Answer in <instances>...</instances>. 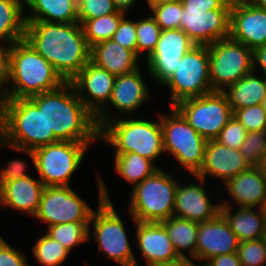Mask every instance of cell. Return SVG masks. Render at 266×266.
I'll list each match as a JSON object with an SVG mask.
<instances>
[{"label": "cell", "mask_w": 266, "mask_h": 266, "mask_svg": "<svg viewBox=\"0 0 266 266\" xmlns=\"http://www.w3.org/2000/svg\"><path fill=\"white\" fill-rule=\"evenodd\" d=\"M22 2L24 0H0V43L10 46L24 39L26 22Z\"/></svg>", "instance_id": "30"}, {"label": "cell", "mask_w": 266, "mask_h": 266, "mask_svg": "<svg viewBox=\"0 0 266 266\" xmlns=\"http://www.w3.org/2000/svg\"><path fill=\"white\" fill-rule=\"evenodd\" d=\"M258 67H261L266 79V43L253 50V71L257 72Z\"/></svg>", "instance_id": "48"}, {"label": "cell", "mask_w": 266, "mask_h": 266, "mask_svg": "<svg viewBox=\"0 0 266 266\" xmlns=\"http://www.w3.org/2000/svg\"><path fill=\"white\" fill-rule=\"evenodd\" d=\"M261 209H262L263 214L266 217V197H265V200H264V203H263V206L261 207Z\"/></svg>", "instance_id": "55"}, {"label": "cell", "mask_w": 266, "mask_h": 266, "mask_svg": "<svg viewBox=\"0 0 266 266\" xmlns=\"http://www.w3.org/2000/svg\"><path fill=\"white\" fill-rule=\"evenodd\" d=\"M237 254L242 266H266V243L261 239L241 241Z\"/></svg>", "instance_id": "38"}, {"label": "cell", "mask_w": 266, "mask_h": 266, "mask_svg": "<svg viewBox=\"0 0 266 266\" xmlns=\"http://www.w3.org/2000/svg\"><path fill=\"white\" fill-rule=\"evenodd\" d=\"M261 240L266 243V220L262 231Z\"/></svg>", "instance_id": "54"}, {"label": "cell", "mask_w": 266, "mask_h": 266, "mask_svg": "<svg viewBox=\"0 0 266 266\" xmlns=\"http://www.w3.org/2000/svg\"><path fill=\"white\" fill-rule=\"evenodd\" d=\"M133 222L137 227L138 248L146 261V266L170 262L180 258L175 252L167 231L161 222H138L134 219Z\"/></svg>", "instance_id": "21"}, {"label": "cell", "mask_w": 266, "mask_h": 266, "mask_svg": "<svg viewBox=\"0 0 266 266\" xmlns=\"http://www.w3.org/2000/svg\"><path fill=\"white\" fill-rule=\"evenodd\" d=\"M158 121L113 119L99 130V140L112 145L115 154L134 152L153 162L164 152L160 119Z\"/></svg>", "instance_id": "5"}, {"label": "cell", "mask_w": 266, "mask_h": 266, "mask_svg": "<svg viewBox=\"0 0 266 266\" xmlns=\"http://www.w3.org/2000/svg\"><path fill=\"white\" fill-rule=\"evenodd\" d=\"M89 146L80 142L58 141L33 151L10 147L28 154L46 187L70 186V178L80 167Z\"/></svg>", "instance_id": "8"}, {"label": "cell", "mask_w": 266, "mask_h": 266, "mask_svg": "<svg viewBox=\"0 0 266 266\" xmlns=\"http://www.w3.org/2000/svg\"><path fill=\"white\" fill-rule=\"evenodd\" d=\"M205 140H215L232 118L226 95L220 91L187 98L174 106Z\"/></svg>", "instance_id": "12"}, {"label": "cell", "mask_w": 266, "mask_h": 266, "mask_svg": "<svg viewBox=\"0 0 266 266\" xmlns=\"http://www.w3.org/2000/svg\"><path fill=\"white\" fill-rule=\"evenodd\" d=\"M27 164L23 160H11L7 167L0 170V185L4 182L17 180L29 176L26 174Z\"/></svg>", "instance_id": "44"}, {"label": "cell", "mask_w": 266, "mask_h": 266, "mask_svg": "<svg viewBox=\"0 0 266 266\" xmlns=\"http://www.w3.org/2000/svg\"><path fill=\"white\" fill-rule=\"evenodd\" d=\"M247 132L245 127L232 116L215 140L226 147L240 149L246 139Z\"/></svg>", "instance_id": "41"}, {"label": "cell", "mask_w": 266, "mask_h": 266, "mask_svg": "<svg viewBox=\"0 0 266 266\" xmlns=\"http://www.w3.org/2000/svg\"><path fill=\"white\" fill-rule=\"evenodd\" d=\"M262 106L266 109V95L264 96V99L262 101Z\"/></svg>", "instance_id": "57"}, {"label": "cell", "mask_w": 266, "mask_h": 266, "mask_svg": "<svg viewBox=\"0 0 266 266\" xmlns=\"http://www.w3.org/2000/svg\"><path fill=\"white\" fill-rule=\"evenodd\" d=\"M6 243V241L0 236V248Z\"/></svg>", "instance_id": "56"}, {"label": "cell", "mask_w": 266, "mask_h": 266, "mask_svg": "<svg viewBox=\"0 0 266 266\" xmlns=\"http://www.w3.org/2000/svg\"><path fill=\"white\" fill-rule=\"evenodd\" d=\"M32 250L36 261L43 266H58L70 253L62 244L47 234L37 240Z\"/></svg>", "instance_id": "34"}, {"label": "cell", "mask_w": 266, "mask_h": 266, "mask_svg": "<svg viewBox=\"0 0 266 266\" xmlns=\"http://www.w3.org/2000/svg\"><path fill=\"white\" fill-rule=\"evenodd\" d=\"M24 3L31 10L24 16L25 22H78L77 0H24Z\"/></svg>", "instance_id": "27"}, {"label": "cell", "mask_w": 266, "mask_h": 266, "mask_svg": "<svg viewBox=\"0 0 266 266\" xmlns=\"http://www.w3.org/2000/svg\"><path fill=\"white\" fill-rule=\"evenodd\" d=\"M163 86L170 88L171 107L184 99L211 93L208 47H192L178 61L176 71Z\"/></svg>", "instance_id": "11"}, {"label": "cell", "mask_w": 266, "mask_h": 266, "mask_svg": "<svg viewBox=\"0 0 266 266\" xmlns=\"http://www.w3.org/2000/svg\"><path fill=\"white\" fill-rule=\"evenodd\" d=\"M151 266H198L189 257L179 258L170 262L157 263Z\"/></svg>", "instance_id": "49"}, {"label": "cell", "mask_w": 266, "mask_h": 266, "mask_svg": "<svg viewBox=\"0 0 266 266\" xmlns=\"http://www.w3.org/2000/svg\"><path fill=\"white\" fill-rule=\"evenodd\" d=\"M139 57L113 39L104 40L91 47L90 61L114 76H121L138 69Z\"/></svg>", "instance_id": "24"}, {"label": "cell", "mask_w": 266, "mask_h": 266, "mask_svg": "<svg viewBox=\"0 0 266 266\" xmlns=\"http://www.w3.org/2000/svg\"><path fill=\"white\" fill-rule=\"evenodd\" d=\"M178 182L157 169L143 182L132 187L129 212L138 222H161L173 216Z\"/></svg>", "instance_id": "7"}, {"label": "cell", "mask_w": 266, "mask_h": 266, "mask_svg": "<svg viewBox=\"0 0 266 266\" xmlns=\"http://www.w3.org/2000/svg\"><path fill=\"white\" fill-rule=\"evenodd\" d=\"M55 142L43 111L29 98L0 99V145L33 151Z\"/></svg>", "instance_id": "4"}, {"label": "cell", "mask_w": 266, "mask_h": 266, "mask_svg": "<svg viewBox=\"0 0 266 266\" xmlns=\"http://www.w3.org/2000/svg\"><path fill=\"white\" fill-rule=\"evenodd\" d=\"M171 114H160L164 152H169L189 172L195 175L203 163L205 140L174 107ZM170 116V117H169Z\"/></svg>", "instance_id": "9"}, {"label": "cell", "mask_w": 266, "mask_h": 266, "mask_svg": "<svg viewBox=\"0 0 266 266\" xmlns=\"http://www.w3.org/2000/svg\"><path fill=\"white\" fill-rule=\"evenodd\" d=\"M114 162V170L117 174L132 184L133 187L159 169L151 160L134 152L115 154Z\"/></svg>", "instance_id": "31"}, {"label": "cell", "mask_w": 266, "mask_h": 266, "mask_svg": "<svg viewBox=\"0 0 266 266\" xmlns=\"http://www.w3.org/2000/svg\"><path fill=\"white\" fill-rule=\"evenodd\" d=\"M205 191L201 184H178L173 216L196 222L214 219L220 213V202L213 204Z\"/></svg>", "instance_id": "20"}, {"label": "cell", "mask_w": 266, "mask_h": 266, "mask_svg": "<svg viewBox=\"0 0 266 266\" xmlns=\"http://www.w3.org/2000/svg\"><path fill=\"white\" fill-rule=\"evenodd\" d=\"M223 93L228 99L232 112L239 108L262 104L266 95V79L255 76V71H252L228 86Z\"/></svg>", "instance_id": "28"}, {"label": "cell", "mask_w": 266, "mask_h": 266, "mask_svg": "<svg viewBox=\"0 0 266 266\" xmlns=\"http://www.w3.org/2000/svg\"><path fill=\"white\" fill-rule=\"evenodd\" d=\"M24 39L66 82H70L90 61L91 47L78 22H26Z\"/></svg>", "instance_id": "1"}, {"label": "cell", "mask_w": 266, "mask_h": 266, "mask_svg": "<svg viewBox=\"0 0 266 266\" xmlns=\"http://www.w3.org/2000/svg\"><path fill=\"white\" fill-rule=\"evenodd\" d=\"M258 168L260 169L264 179L266 180V152H265Z\"/></svg>", "instance_id": "53"}, {"label": "cell", "mask_w": 266, "mask_h": 266, "mask_svg": "<svg viewBox=\"0 0 266 266\" xmlns=\"http://www.w3.org/2000/svg\"><path fill=\"white\" fill-rule=\"evenodd\" d=\"M240 151L250 167H258L266 152V130L247 132Z\"/></svg>", "instance_id": "36"}, {"label": "cell", "mask_w": 266, "mask_h": 266, "mask_svg": "<svg viewBox=\"0 0 266 266\" xmlns=\"http://www.w3.org/2000/svg\"><path fill=\"white\" fill-rule=\"evenodd\" d=\"M165 227L169 240L180 258H186L183 251L190 254V258L196 259L197 234L199 222L171 216L161 221Z\"/></svg>", "instance_id": "29"}, {"label": "cell", "mask_w": 266, "mask_h": 266, "mask_svg": "<svg viewBox=\"0 0 266 266\" xmlns=\"http://www.w3.org/2000/svg\"><path fill=\"white\" fill-rule=\"evenodd\" d=\"M207 47L212 92H223L253 71V50L241 42L228 37Z\"/></svg>", "instance_id": "10"}, {"label": "cell", "mask_w": 266, "mask_h": 266, "mask_svg": "<svg viewBox=\"0 0 266 266\" xmlns=\"http://www.w3.org/2000/svg\"><path fill=\"white\" fill-rule=\"evenodd\" d=\"M64 83L53 65L25 39L10 45L8 85L0 99L29 98L56 90Z\"/></svg>", "instance_id": "3"}, {"label": "cell", "mask_w": 266, "mask_h": 266, "mask_svg": "<svg viewBox=\"0 0 266 266\" xmlns=\"http://www.w3.org/2000/svg\"><path fill=\"white\" fill-rule=\"evenodd\" d=\"M29 99L43 111L48 134L58 141L91 144L99 140L95 115L84 105L70 82Z\"/></svg>", "instance_id": "2"}, {"label": "cell", "mask_w": 266, "mask_h": 266, "mask_svg": "<svg viewBox=\"0 0 266 266\" xmlns=\"http://www.w3.org/2000/svg\"><path fill=\"white\" fill-rule=\"evenodd\" d=\"M0 43V97L5 93L9 78V45ZM7 46V47H6Z\"/></svg>", "instance_id": "46"}, {"label": "cell", "mask_w": 266, "mask_h": 266, "mask_svg": "<svg viewBox=\"0 0 266 266\" xmlns=\"http://www.w3.org/2000/svg\"><path fill=\"white\" fill-rule=\"evenodd\" d=\"M22 252L7 242L0 248V266H29Z\"/></svg>", "instance_id": "45"}, {"label": "cell", "mask_w": 266, "mask_h": 266, "mask_svg": "<svg viewBox=\"0 0 266 266\" xmlns=\"http://www.w3.org/2000/svg\"><path fill=\"white\" fill-rule=\"evenodd\" d=\"M225 188L238 207L261 208L266 197V180L258 167H250L227 180Z\"/></svg>", "instance_id": "23"}, {"label": "cell", "mask_w": 266, "mask_h": 266, "mask_svg": "<svg viewBox=\"0 0 266 266\" xmlns=\"http://www.w3.org/2000/svg\"><path fill=\"white\" fill-rule=\"evenodd\" d=\"M207 266H242L237 253L223 254L209 259Z\"/></svg>", "instance_id": "47"}, {"label": "cell", "mask_w": 266, "mask_h": 266, "mask_svg": "<svg viewBox=\"0 0 266 266\" xmlns=\"http://www.w3.org/2000/svg\"><path fill=\"white\" fill-rule=\"evenodd\" d=\"M44 187L39 178L31 176L4 182L0 185V208L9 206L35 217Z\"/></svg>", "instance_id": "22"}, {"label": "cell", "mask_w": 266, "mask_h": 266, "mask_svg": "<svg viewBox=\"0 0 266 266\" xmlns=\"http://www.w3.org/2000/svg\"><path fill=\"white\" fill-rule=\"evenodd\" d=\"M231 9L186 10L180 19L182 29L195 45H211L230 37Z\"/></svg>", "instance_id": "16"}, {"label": "cell", "mask_w": 266, "mask_h": 266, "mask_svg": "<svg viewBox=\"0 0 266 266\" xmlns=\"http://www.w3.org/2000/svg\"><path fill=\"white\" fill-rule=\"evenodd\" d=\"M250 168L240 149L226 147L216 140H208L200 170L194 175L203 184L206 176H214L223 183Z\"/></svg>", "instance_id": "18"}, {"label": "cell", "mask_w": 266, "mask_h": 266, "mask_svg": "<svg viewBox=\"0 0 266 266\" xmlns=\"http://www.w3.org/2000/svg\"><path fill=\"white\" fill-rule=\"evenodd\" d=\"M116 76L89 61L70 81L77 96L95 115L99 130L109 121L116 119L107 110ZM106 103V104H105Z\"/></svg>", "instance_id": "13"}, {"label": "cell", "mask_w": 266, "mask_h": 266, "mask_svg": "<svg viewBox=\"0 0 266 266\" xmlns=\"http://www.w3.org/2000/svg\"><path fill=\"white\" fill-rule=\"evenodd\" d=\"M250 5L266 9V0H244Z\"/></svg>", "instance_id": "52"}, {"label": "cell", "mask_w": 266, "mask_h": 266, "mask_svg": "<svg viewBox=\"0 0 266 266\" xmlns=\"http://www.w3.org/2000/svg\"><path fill=\"white\" fill-rule=\"evenodd\" d=\"M161 31V27L152 16L136 21L138 57H140L139 55L143 52L146 53V58L152 54L156 48Z\"/></svg>", "instance_id": "35"}, {"label": "cell", "mask_w": 266, "mask_h": 266, "mask_svg": "<svg viewBox=\"0 0 266 266\" xmlns=\"http://www.w3.org/2000/svg\"><path fill=\"white\" fill-rule=\"evenodd\" d=\"M99 206L89 223H93V238L98 252H104L121 266H139L127 238L123 220L117 214L104 182L98 177Z\"/></svg>", "instance_id": "6"}, {"label": "cell", "mask_w": 266, "mask_h": 266, "mask_svg": "<svg viewBox=\"0 0 266 266\" xmlns=\"http://www.w3.org/2000/svg\"><path fill=\"white\" fill-rule=\"evenodd\" d=\"M112 1L118 11L127 13V11L133 8L137 0H112Z\"/></svg>", "instance_id": "50"}, {"label": "cell", "mask_w": 266, "mask_h": 266, "mask_svg": "<svg viewBox=\"0 0 266 266\" xmlns=\"http://www.w3.org/2000/svg\"><path fill=\"white\" fill-rule=\"evenodd\" d=\"M125 16L122 17L112 39L137 55L136 21L129 20Z\"/></svg>", "instance_id": "42"}, {"label": "cell", "mask_w": 266, "mask_h": 266, "mask_svg": "<svg viewBox=\"0 0 266 266\" xmlns=\"http://www.w3.org/2000/svg\"><path fill=\"white\" fill-rule=\"evenodd\" d=\"M186 10L231 9L233 0H181Z\"/></svg>", "instance_id": "43"}, {"label": "cell", "mask_w": 266, "mask_h": 266, "mask_svg": "<svg viewBox=\"0 0 266 266\" xmlns=\"http://www.w3.org/2000/svg\"><path fill=\"white\" fill-rule=\"evenodd\" d=\"M149 92L138 68L131 73L116 76L109 102L118 112L130 115L148 100Z\"/></svg>", "instance_id": "25"}, {"label": "cell", "mask_w": 266, "mask_h": 266, "mask_svg": "<svg viewBox=\"0 0 266 266\" xmlns=\"http://www.w3.org/2000/svg\"><path fill=\"white\" fill-rule=\"evenodd\" d=\"M150 10L161 30L180 29V19L183 12L181 1L157 5Z\"/></svg>", "instance_id": "37"}, {"label": "cell", "mask_w": 266, "mask_h": 266, "mask_svg": "<svg viewBox=\"0 0 266 266\" xmlns=\"http://www.w3.org/2000/svg\"><path fill=\"white\" fill-rule=\"evenodd\" d=\"M149 9H151L152 7H155L157 5H162V4H166V3H173V2H178L181 0H146Z\"/></svg>", "instance_id": "51"}, {"label": "cell", "mask_w": 266, "mask_h": 266, "mask_svg": "<svg viewBox=\"0 0 266 266\" xmlns=\"http://www.w3.org/2000/svg\"><path fill=\"white\" fill-rule=\"evenodd\" d=\"M115 12L121 11L117 10L112 0H77L78 23L81 25L86 20Z\"/></svg>", "instance_id": "40"}, {"label": "cell", "mask_w": 266, "mask_h": 266, "mask_svg": "<svg viewBox=\"0 0 266 266\" xmlns=\"http://www.w3.org/2000/svg\"><path fill=\"white\" fill-rule=\"evenodd\" d=\"M124 12L110 13L101 17L86 20L82 24L85 39L90 47L104 40L112 39Z\"/></svg>", "instance_id": "32"}, {"label": "cell", "mask_w": 266, "mask_h": 266, "mask_svg": "<svg viewBox=\"0 0 266 266\" xmlns=\"http://www.w3.org/2000/svg\"><path fill=\"white\" fill-rule=\"evenodd\" d=\"M239 239L219 213L214 219L199 222L196 259L205 260L223 254L237 253Z\"/></svg>", "instance_id": "19"}, {"label": "cell", "mask_w": 266, "mask_h": 266, "mask_svg": "<svg viewBox=\"0 0 266 266\" xmlns=\"http://www.w3.org/2000/svg\"><path fill=\"white\" fill-rule=\"evenodd\" d=\"M89 222H70L49 226L47 235L62 244L69 252L90 239Z\"/></svg>", "instance_id": "33"}, {"label": "cell", "mask_w": 266, "mask_h": 266, "mask_svg": "<svg viewBox=\"0 0 266 266\" xmlns=\"http://www.w3.org/2000/svg\"><path fill=\"white\" fill-rule=\"evenodd\" d=\"M93 211L70 186H46L35 216L49 227L70 222H90Z\"/></svg>", "instance_id": "14"}, {"label": "cell", "mask_w": 266, "mask_h": 266, "mask_svg": "<svg viewBox=\"0 0 266 266\" xmlns=\"http://www.w3.org/2000/svg\"><path fill=\"white\" fill-rule=\"evenodd\" d=\"M230 37L248 48L266 43V9L250 5L244 0H233Z\"/></svg>", "instance_id": "17"}, {"label": "cell", "mask_w": 266, "mask_h": 266, "mask_svg": "<svg viewBox=\"0 0 266 266\" xmlns=\"http://www.w3.org/2000/svg\"><path fill=\"white\" fill-rule=\"evenodd\" d=\"M194 46L182 29L162 30L155 50L145 59L150 76L163 85L176 71L178 61Z\"/></svg>", "instance_id": "15"}, {"label": "cell", "mask_w": 266, "mask_h": 266, "mask_svg": "<svg viewBox=\"0 0 266 266\" xmlns=\"http://www.w3.org/2000/svg\"><path fill=\"white\" fill-rule=\"evenodd\" d=\"M231 203L220 202V214L225 218L239 241L261 239L266 217L261 208L239 207L232 211ZM232 211V212H231Z\"/></svg>", "instance_id": "26"}, {"label": "cell", "mask_w": 266, "mask_h": 266, "mask_svg": "<svg viewBox=\"0 0 266 266\" xmlns=\"http://www.w3.org/2000/svg\"><path fill=\"white\" fill-rule=\"evenodd\" d=\"M233 116L248 132L266 130V109L262 104L239 108L233 112Z\"/></svg>", "instance_id": "39"}]
</instances>
